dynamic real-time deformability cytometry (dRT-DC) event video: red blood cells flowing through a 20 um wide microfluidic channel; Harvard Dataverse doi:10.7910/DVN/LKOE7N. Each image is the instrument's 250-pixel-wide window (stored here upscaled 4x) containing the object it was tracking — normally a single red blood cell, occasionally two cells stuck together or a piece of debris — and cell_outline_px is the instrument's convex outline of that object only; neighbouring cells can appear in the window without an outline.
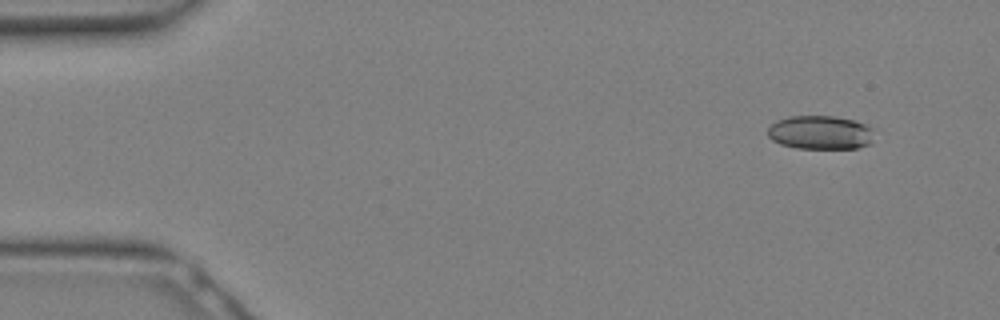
{"species": "Egyptian fruit bat (a non-hibernating species)", "species_latin": "Rousettus aegyptiacus", "temperature_condition": "warm", "stored_images_in_passage": 19, "camera_frame_rate_fps": 3000, "um_per_image_px": 0.085, "animal": {"sex": "female"}, "frame": {"image": 1, "passage_image": 3, "time_ms": 0.667, "image_size_px": [1000, 320], "cell_outline_px": [[872, 128], [868, 144], [856, 148], [796, 148], [780, 144], [772, 140], [768, 136], [768, 128], [776, 120], [788, 116], [832, 116], [852, 120], [864, 124]], "centroid_in_image_um": [69.65, 11.25], "position_along_channel_um": 15.4, "area_um2": 20.63}}
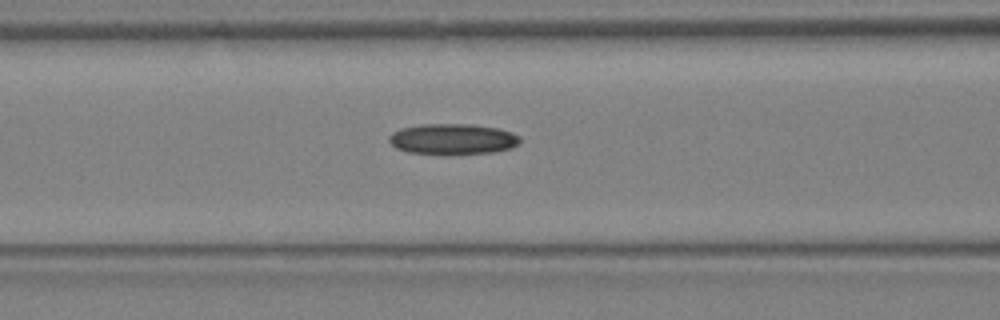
{"frame": {"image": 2, "passage_image": 13, "time_ms": 4.0, "image_size_px": [1000, 320], "cell_outline_px": [[520, 144], [512, 148], [496, 152], [408, 152], [396, 148], [388, 140], [388, 136], [392, 132], [400, 128], [420, 124], [472, 124], [500, 128], [512, 132], [520, 136]], "centroid_in_image_um": [38.51, 11.78], "position_along_channel_um": 128.1, "area_um2": 23.06}}
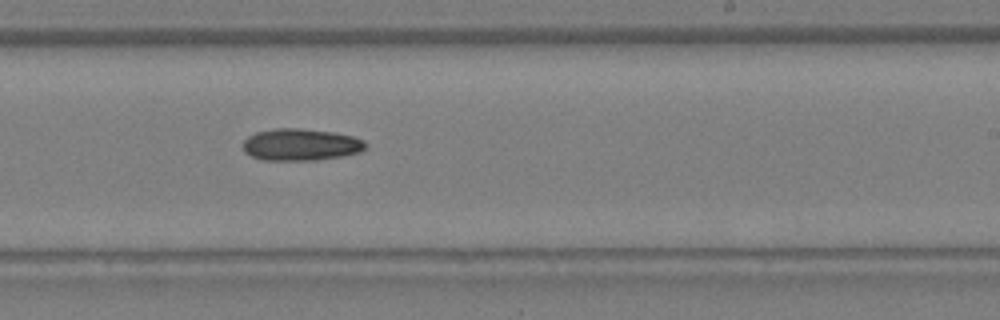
{"frame": {"image": 3, "passage_image": 19, "time_ms": 6.0, "image_size_px": [1000, 320], "cell_outline_px": [[368, 148], [360, 152], [340, 156], [316, 160], [264, 160], [252, 156], [244, 152], [244, 140], [248, 136], [256, 132], [276, 128], [300, 128], [332, 132], [352, 136], [364, 140], [368, 144]], "centroid_in_image_um": [25.59, 12.29], "position_along_channel_um": 263.4, "area_um2": 22.83}}